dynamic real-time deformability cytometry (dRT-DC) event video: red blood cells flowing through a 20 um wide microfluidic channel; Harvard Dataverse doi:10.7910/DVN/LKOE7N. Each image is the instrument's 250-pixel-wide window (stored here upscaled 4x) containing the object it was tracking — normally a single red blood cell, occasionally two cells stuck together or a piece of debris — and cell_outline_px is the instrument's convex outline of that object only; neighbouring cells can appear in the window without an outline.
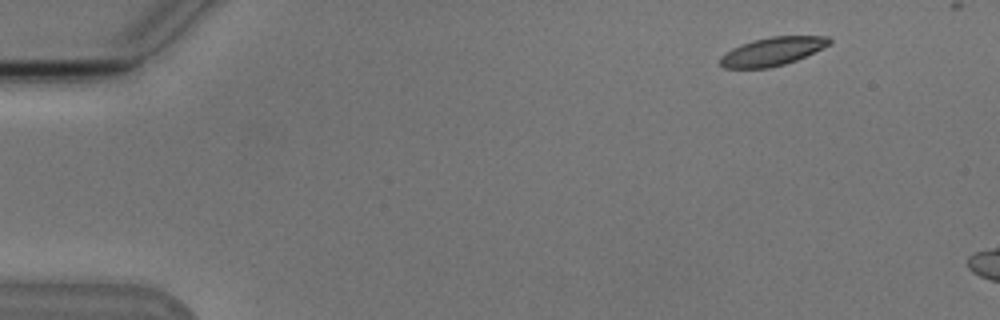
{"species": "Egyptian fruit bat (a non-hibernating species)", "species_latin": "Rousettus aegyptiacus", "temperature_condition": "cold", "stored_images_in_passage": 3, "camera_frame_rate_fps": 3000, "um_per_image_px": 0.085, "animal": {"sex": "male"}, "frame": {"image": 1, "passage_image": 1, "time_ms": 0.0, "image_size_px": [1000, 320], "cell_outline_px": [[832, 44], [824, 48], [796, 60], [784, 64], [768, 68], [724, 68], [720, 64], [720, 56], [732, 48], [740, 44], [752, 40], [772, 36], [828, 36], [832, 40]], "centroid_in_image_um": [65.67, 4.36], "position_along_channel_um": 19.3, "area_um2": 18.15}}